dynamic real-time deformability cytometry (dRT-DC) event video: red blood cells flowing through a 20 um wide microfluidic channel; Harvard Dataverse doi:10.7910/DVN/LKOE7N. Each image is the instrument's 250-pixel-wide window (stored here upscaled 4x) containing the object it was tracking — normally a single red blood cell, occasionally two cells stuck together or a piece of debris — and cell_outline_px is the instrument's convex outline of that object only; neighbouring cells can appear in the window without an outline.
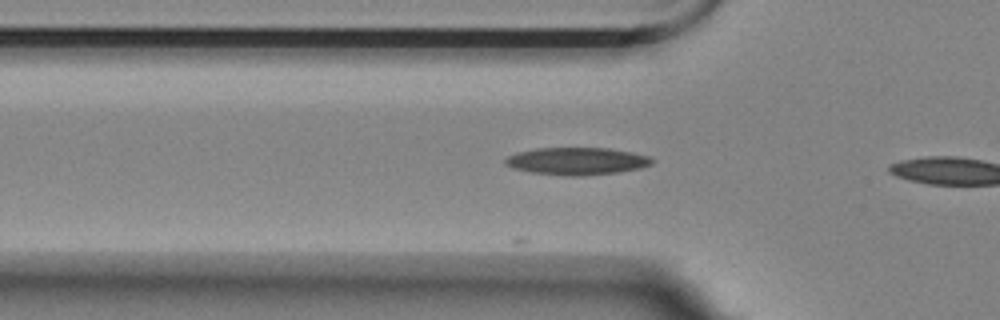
{"species": "Egyptian fruit bat (a non-hibernating species)", "species_latin": "Rousettus aegyptiacus", "temperature_condition": "room temperature", "stored_images_in_passage": 6, "camera_frame_rate_fps": 3000, "um_per_image_px": 0.085, "animal": {"sex": "female"}, "frame": {"image": 1, "passage_image": 5, "time_ms": 1.333, "image_size_px": [1000, 320], "cell_outline_px": [[656, 160], [652, 164], [640, 168], [616, 172], [580, 176], [568, 176], [532, 172], [512, 168], [504, 164], [504, 160], [508, 156], [516, 152], [536, 148], [608, 148], [632, 152], [648, 156]], "centroid_in_image_um": [49.02, 13.69], "position_along_channel_um": 76.8, "area_um2": 23.41}}